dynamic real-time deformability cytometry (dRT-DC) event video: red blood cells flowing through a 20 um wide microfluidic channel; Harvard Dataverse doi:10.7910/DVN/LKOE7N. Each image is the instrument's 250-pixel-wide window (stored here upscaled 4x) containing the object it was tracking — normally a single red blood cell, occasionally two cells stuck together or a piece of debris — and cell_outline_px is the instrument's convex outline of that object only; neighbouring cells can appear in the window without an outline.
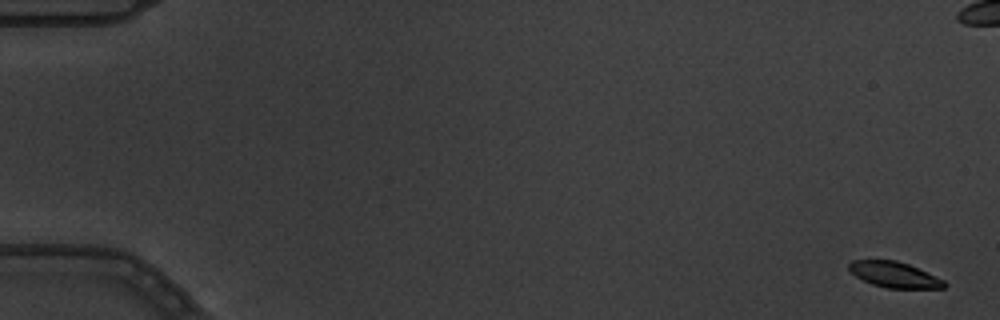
{"species": "common noctule bat (a hibernating species)", "species_latin": "Nyctalus noctula", "temperature_condition": "warm", "stored_images_in_passage": 6, "camera_frame_rate_fps": 3000, "um_per_image_px": 0.085, "animal": {"sex": "male", "body_mass_g": 19.5, "forearm_length_mm": 54.6}, "frame": {"image": 1, "passage_image": 1, "time_ms": 0.0, "image_size_px": [1000, 320], "cell_outline_px": [[948, 284], [944, 288], [888, 288], [872, 284], [856, 276], [848, 268], [848, 264], [852, 260], [896, 260], [908, 264], [944, 280]], "centroid_in_image_um": [76.02, 23.34], "position_along_channel_um": 9.0, "area_um2": 14.1}}
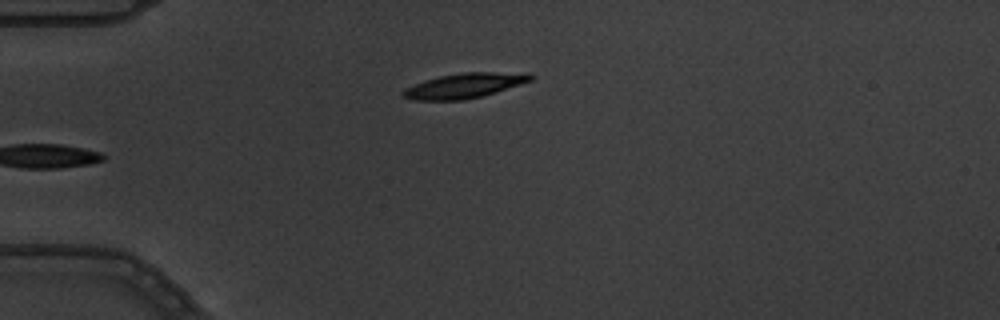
{"frame": {"image": 2, "passage_image": 6, "time_ms": 1.667, "image_size_px": [1000, 320], "cell_outline_px": [[536, 76], [532, 80], [520, 84], [480, 96], [464, 100], [412, 100], [400, 96], [400, 92], [404, 88], [424, 80], [440, 76], [464, 72], [528, 72]], "centroid_in_image_um": [39.45, 7.27], "position_along_channel_um": 45.6, "area_um2": 18.61}}